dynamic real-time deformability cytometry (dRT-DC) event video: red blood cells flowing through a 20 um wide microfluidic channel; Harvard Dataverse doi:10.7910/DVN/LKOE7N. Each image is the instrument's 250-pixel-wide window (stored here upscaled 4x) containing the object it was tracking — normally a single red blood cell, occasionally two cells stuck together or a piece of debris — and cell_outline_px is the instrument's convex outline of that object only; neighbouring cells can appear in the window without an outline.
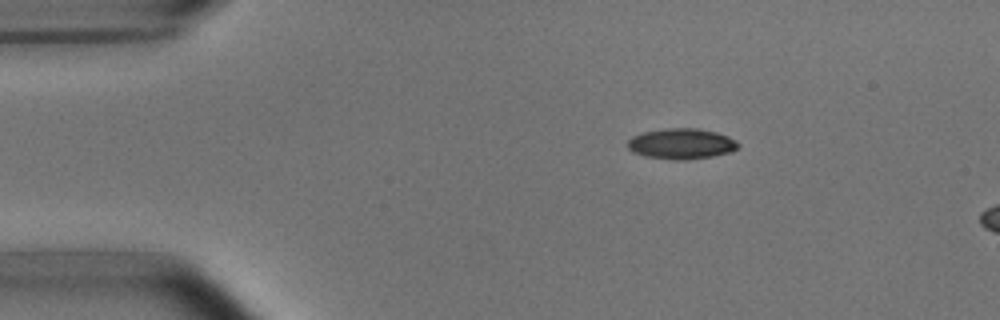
{"species": "common noctule bat (a hibernating species)", "species_latin": "Nyctalus noctula", "temperature_condition": "room temperature", "stored_images_in_passage": 4, "camera_frame_rate_fps": 3000, "um_per_image_px": 0.085, "animal": {"sex": "male", "body_mass_g": 15.6}, "frame": {"image": 1, "passage_image": 2, "time_ms": 1.333, "image_size_px": [1000, 320], "cell_outline_px": [[740, 144], [732, 152], [712, 156], [684, 160], [676, 160], [644, 156], [632, 152], [628, 148], [628, 140], [632, 136], [640, 132], [664, 128], [696, 128], [716, 132], [728, 136], [736, 140]], "centroid_in_image_um": [57.9, 12.21], "position_along_channel_um": 27.1, "area_um2": 19.88}}